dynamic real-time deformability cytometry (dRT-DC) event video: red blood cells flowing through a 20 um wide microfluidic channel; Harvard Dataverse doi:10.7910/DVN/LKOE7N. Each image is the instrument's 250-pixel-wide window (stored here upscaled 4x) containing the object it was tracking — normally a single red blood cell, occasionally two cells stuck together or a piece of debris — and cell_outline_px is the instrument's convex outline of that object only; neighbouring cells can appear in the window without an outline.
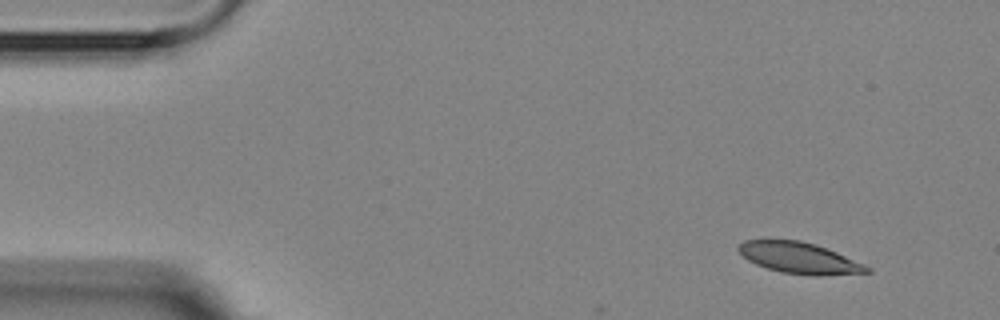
{"species": "Egyptian fruit bat (a non-hibernating species)", "species_latin": "Rousettus aegyptiacus", "temperature_condition": "room temperature", "stored_images_in_passage": 5, "camera_frame_rate_fps": 3000, "um_per_image_px": 0.085, "animal": {"sex": "female"}, "frame": {"image": 1, "passage_image": 1, "time_ms": 0.0, "image_size_px": [1000, 320], "cell_outline_px": [[872, 272], [820, 276], [816, 276], [780, 272], [756, 264], [748, 260], [736, 248], [744, 240], [764, 236], [768, 236], [800, 240], [816, 244], [836, 252], [864, 264], [872, 268]], "centroid_in_image_um": [67.88, 21.87], "position_along_channel_um": 17.1, "area_um2": 24.1}}
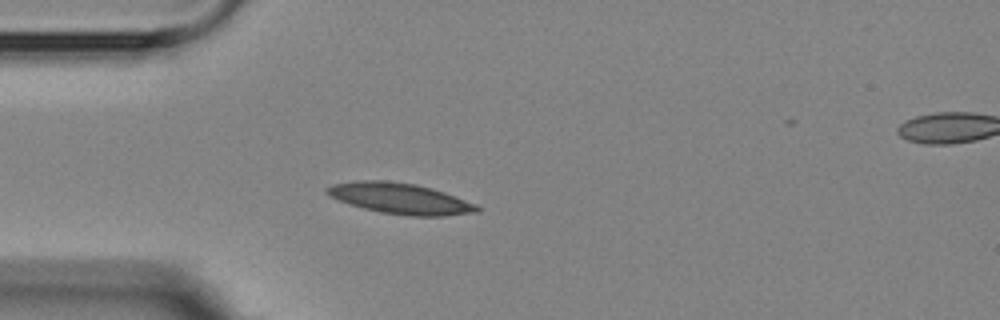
{"frame": {"image": 2, "passage_image": 4, "time_ms": 3.333, "image_size_px": [1000, 320], "cell_outline_px": [[480, 212], [444, 216], [412, 216], [380, 212], [348, 204], [328, 196], [324, 192], [324, 188], [332, 184], [356, 180], [388, 180], [416, 184], [432, 188], [444, 192], [476, 204], [480, 208]], "centroid_in_image_um": [33.97, 16.86], "position_along_channel_um": 51.0, "area_um2": 27.22}}